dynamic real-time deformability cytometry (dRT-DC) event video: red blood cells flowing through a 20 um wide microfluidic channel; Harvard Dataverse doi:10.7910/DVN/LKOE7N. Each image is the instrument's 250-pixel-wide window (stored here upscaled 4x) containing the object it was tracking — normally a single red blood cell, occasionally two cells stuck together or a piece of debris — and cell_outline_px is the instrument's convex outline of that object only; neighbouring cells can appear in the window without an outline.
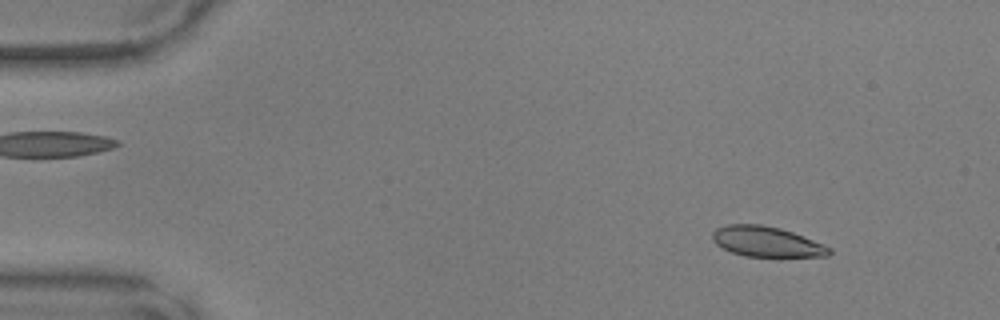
{"species": "common noctule bat (a hibernating species)", "species_latin": "Nyctalus noctula", "temperature_condition": "warm", "stored_images_in_passage": 48, "camera_frame_rate_fps": 3000, "um_per_image_px": 0.085, "animal": {"sex": "male", "body_mass_g": 17.9, "forearm_length_mm": 54.2}, "frame": {"image": 1, "passage_image": 5, "time_ms": 1.333, "image_size_px": [1000, 320], "cell_outline_px": [[832, 252], [828, 256], [780, 260], [744, 256], [732, 252], [716, 244], [712, 240], [712, 232], [716, 228], [728, 224], [760, 224], [780, 228], [792, 232], [824, 244], [832, 248]], "centroid_in_image_um": [65.24, 20.61], "position_along_channel_um": 19.8, "area_um2": 21.73}}
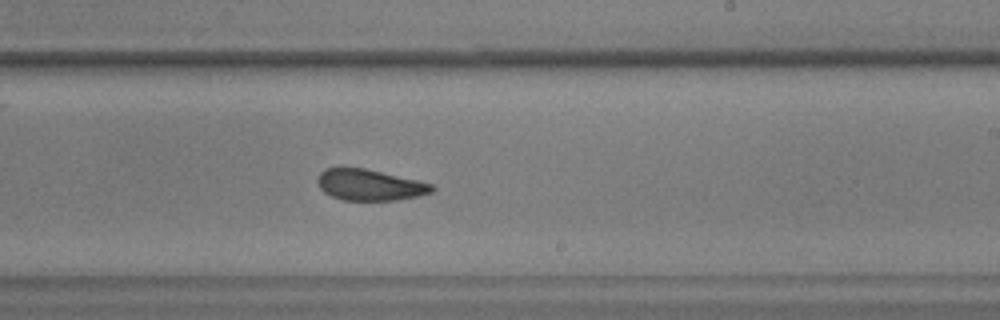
{"frame": {"image": 2, "passage_image": 29, "time_ms": 9.333, "image_size_px": [1000, 320], "cell_outline_px": [[436, 188], [432, 192], [420, 196], [396, 200], [344, 200], [332, 196], [324, 192], [320, 188], [316, 180], [320, 172], [328, 168], [364, 168], [416, 180], [432, 184]], "centroid_in_image_um": [31.43, 15.73], "position_along_channel_um": 257.6, "area_um2": 20.58}}
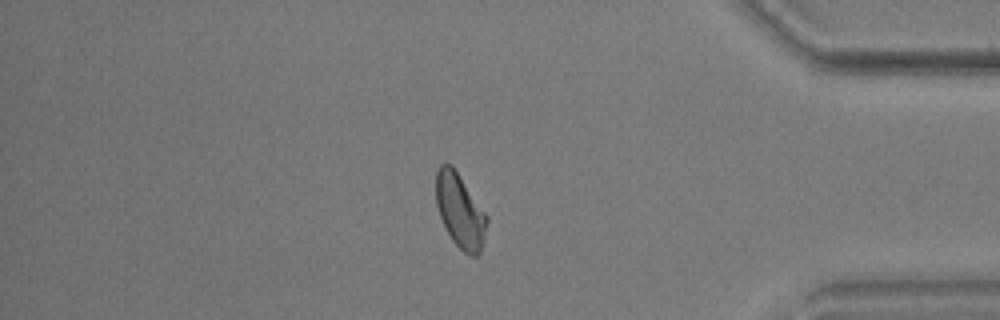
{"frame": {"image": 3, "passage_image": 41, "time_ms": 13.333, "image_size_px": [1000, 320], "cell_outline_px": [[488, 220], [480, 252], [476, 256], [468, 256], [452, 240], [440, 216], [436, 204], [436, 172], [440, 164], [452, 164], [488, 216]], "centroid_in_image_um": [39.11, 17.9], "position_along_channel_um": 396.1, "area_um2": 21.79}}